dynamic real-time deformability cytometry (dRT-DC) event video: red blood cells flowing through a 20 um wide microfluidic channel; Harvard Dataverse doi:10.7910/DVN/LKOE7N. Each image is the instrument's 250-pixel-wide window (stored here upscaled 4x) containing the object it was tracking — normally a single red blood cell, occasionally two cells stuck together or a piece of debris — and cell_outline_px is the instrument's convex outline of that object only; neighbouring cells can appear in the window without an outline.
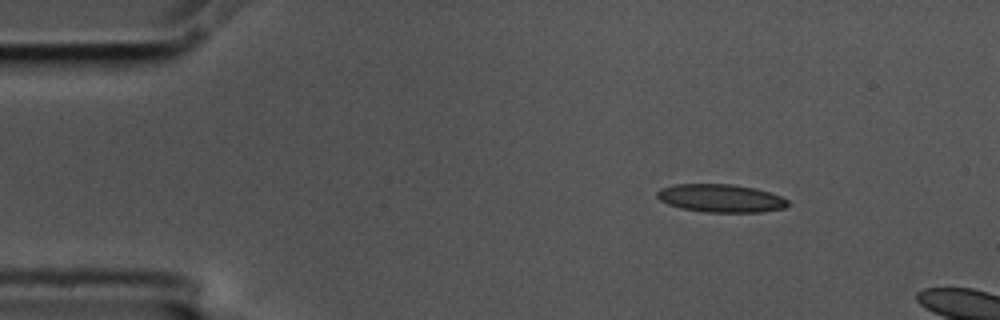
{"species": "common noctule bat (a hibernating species)", "species_latin": "Nyctalus noctula", "temperature_condition": "cold", "stored_images_in_passage": 5, "camera_frame_rate_fps": 3000, "um_per_image_px": 0.085, "animal": {"sex": "male", "body_mass_g": 17.5, "forearm_length_mm": 52.3}, "frame": {"image": 1, "passage_image": 1, "time_ms": 0.0, "image_size_px": [1000, 320], "cell_outline_px": [[788, 204], [784, 208], [760, 212], [704, 212], [680, 208], [668, 204], [660, 200], [656, 196], [656, 192], [660, 188], [676, 184], [732, 184], [756, 188], [780, 196], [788, 200]], "centroid_in_image_um": [61.23, 16.85], "position_along_channel_um": 23.8, "area_um2": 21.39}}